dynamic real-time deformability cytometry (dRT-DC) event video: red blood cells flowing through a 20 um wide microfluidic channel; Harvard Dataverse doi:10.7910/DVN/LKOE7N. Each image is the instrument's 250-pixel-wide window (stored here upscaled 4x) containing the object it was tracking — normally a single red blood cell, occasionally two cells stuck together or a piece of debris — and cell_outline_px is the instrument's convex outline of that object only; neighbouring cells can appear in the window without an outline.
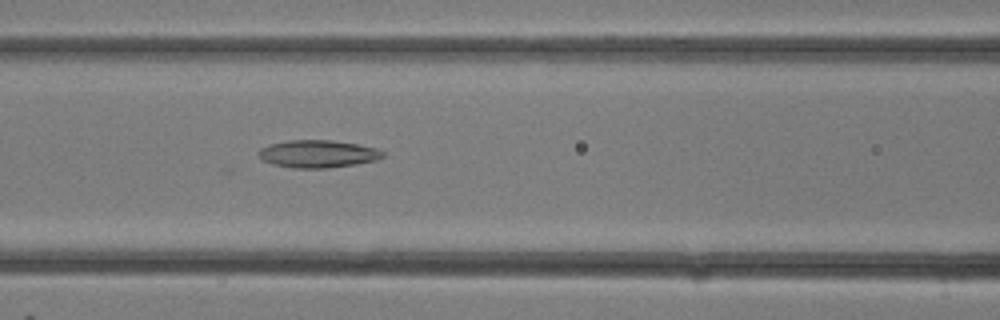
{"species": "common noctule bat (a hibernating species)", "species_latin": "Nyctalus noctula", "temperature_condition": "room temperature", "stored_images_in_passage": 7, "camera_frame_rate_fps": 3000, "um_per_image_px": 0.085, "animal": {"sex": "female"}, "frame": {"image": 1, "passage_image": 7, "time_ms": 2.0, "image_size_px": [1000, 320], "cell_outline_px": [[384, 156], [376, 160], [356, 164], [328, 168], [292, 168], [272, 164], [260, 160], [256, 152], [260, 148], [268, 144], [288, 140], [332, 140], [356, 144], [376, 148], [384, 152]], "centroid_in_image_um": [26.95, 13.08], "position_along_channel_um": 139.6, "area_um2": 20.17}}